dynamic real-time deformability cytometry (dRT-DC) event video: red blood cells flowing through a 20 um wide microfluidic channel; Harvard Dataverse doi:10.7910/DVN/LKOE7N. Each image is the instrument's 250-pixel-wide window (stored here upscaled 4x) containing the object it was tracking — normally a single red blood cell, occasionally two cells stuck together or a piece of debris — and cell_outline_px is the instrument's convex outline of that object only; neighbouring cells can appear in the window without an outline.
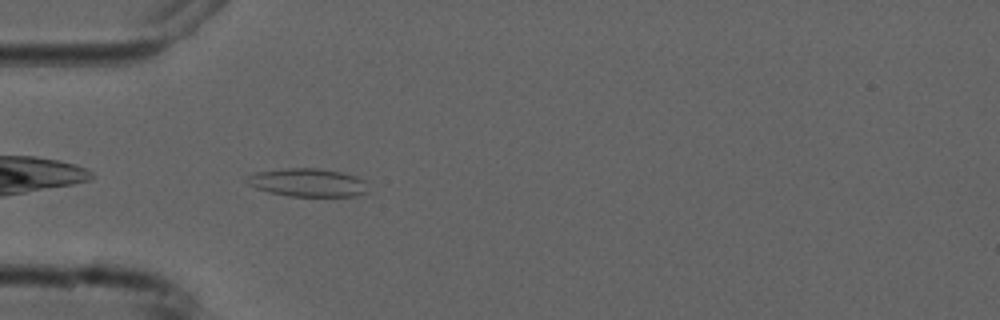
{"species": "common noctule bat (a hibernating species)", "species_latin": "Nyctalus noctula", "temperature_condition": "cold", "stored_images_in_passage": 4, "camera_frame_rate_fps": 3000, "um_per_image_px": 0.085, "animal": {"sex": "male", "forearm_length_mm": 52.5}, "frame": {"image": 1, "passage_image": 4, "time_ms": 3.333, "image_size_px": [1000, 320], "cell_outline_px": [[368, 192], [356, 196], [288, 196], [268, 192], [256, 188], [248, 184], [244, 180], [244, 176], [256, 172], [288, 168], [316, 168], [344, 172], [364, 180]], "centroid_in_image_um": [26.12, 15.52], "position_along_channel_um": 58.9, "area_um2": 20.06}}